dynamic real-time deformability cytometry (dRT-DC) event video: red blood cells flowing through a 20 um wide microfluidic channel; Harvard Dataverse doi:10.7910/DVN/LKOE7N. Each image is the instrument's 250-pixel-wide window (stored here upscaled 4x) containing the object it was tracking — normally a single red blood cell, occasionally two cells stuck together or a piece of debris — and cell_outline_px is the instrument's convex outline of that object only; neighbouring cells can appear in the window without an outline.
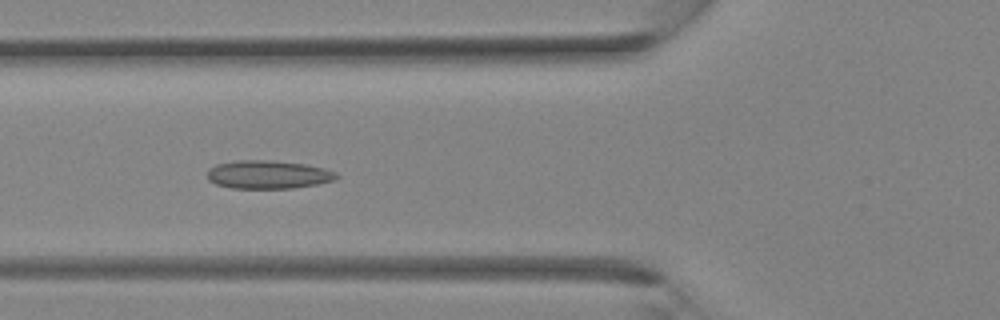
{"species": "Egyptian fruit bat (a non-hibernating species)", "species_latin": "Rousettus aegyptiacus", "temperature_condition": "room temperature", "stored_images_in_passage": 26, "camera_frame_rate_fps": 3000, "um_per_image_px": 0.085, "animal": {"sex": "female"}, "frame": {"image": 1, "passage_image": 4, "time_ms": 1.0, "image_size_px": [1000, 320], "cell_outline_px": [[340, 176], [336, 180], [316, 184], [292, 188], [232, 188], [216, 184], [208, 180], [208, 172], [216, 164], [236, 160], [264, 160], [304, 164], [324, 168], [336, 172]], "centroid_in_image_um": [22.81, 14.84], "position_along_channel_um": 103.0, "area_um2": 21.15}}
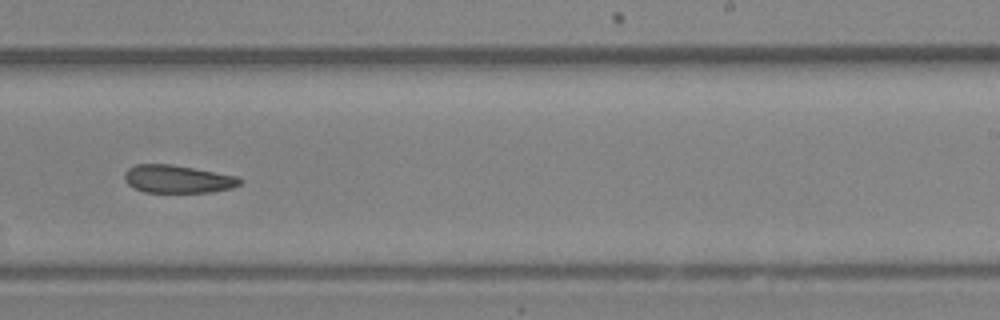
{"frame": {"image": 2, "passage_image": 13, "time_ms": 4.0, "image_size_px": [1000, 320], "cell_outline_px": [[244, 180], [240, 184], [232, 188], [212, 192], [144, 192], [132, 188], [124, 180], [124, 172], [128, 168], [136, 164], [172, 164], [236, 176]], "centroid_in_image_um": [15.07, 15.22], "position_along_channel_um": 273.9, "area_um2": 18.84}}
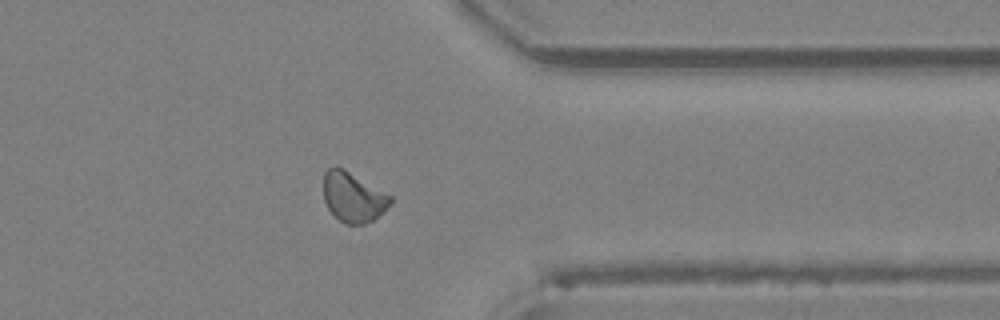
{"frame": {"image": 3, "passage_image": 19, "time_ms": 6.0, "image_size_px": [1000, 320], "cell_outline_px": [[392, 200], [372, 220], [364, 224], [344, 224], [328, 208], [324, 200], [324, 172], [328, 168], [344, 168], [392, 196]], "centroid_in_image_um": [29.99, 16.74], "position_along_channel_um": 381.4, "area_um2": 18.96}}